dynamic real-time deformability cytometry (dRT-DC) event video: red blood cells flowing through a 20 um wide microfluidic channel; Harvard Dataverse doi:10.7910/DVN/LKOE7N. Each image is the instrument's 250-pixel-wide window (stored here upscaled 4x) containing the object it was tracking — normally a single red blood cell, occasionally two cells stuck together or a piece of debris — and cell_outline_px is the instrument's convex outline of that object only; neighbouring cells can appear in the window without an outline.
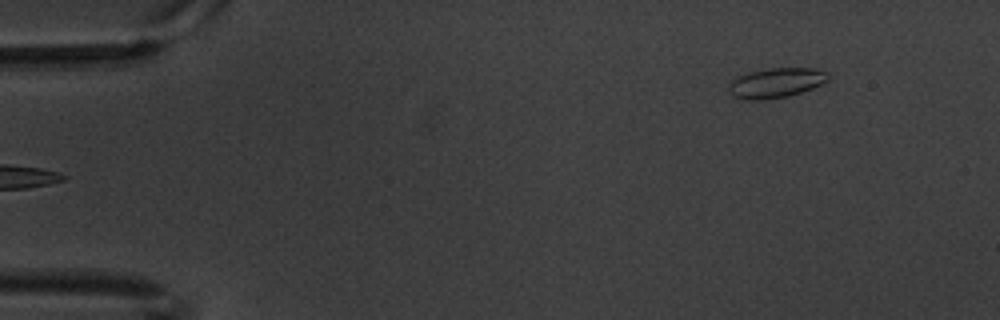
{"species": "common noctule bat (a hibernating species)", "species_latin": "Nyctalus noctula", "temperature_condition": "warm", "stored_images_in_passage": 6, "camera_frame_rate_fps": 3000, "um_per_image_px": 0.085, "animal": {"sex": "male", "body_mass_g": 20.1, "forearm_length_mm": 53.5}, "frame": {"image": 1, "passage_image": 6, "time_ms": 1.667, "image_size_px": [1000, 320], "cell_outline_px": [[828, 80], [812, 88], [788, 96], [760, 100], [744, 100], [732, 96], [728, 92], [728, 84], [732, 80], [740, 76], [752, 72], [768, 68], [816, 68], [828, 72]], "centroid_in_image_um": [65.94, 7.05], "position_along_channel_um": 19.1, "area_um2": 17.22}}